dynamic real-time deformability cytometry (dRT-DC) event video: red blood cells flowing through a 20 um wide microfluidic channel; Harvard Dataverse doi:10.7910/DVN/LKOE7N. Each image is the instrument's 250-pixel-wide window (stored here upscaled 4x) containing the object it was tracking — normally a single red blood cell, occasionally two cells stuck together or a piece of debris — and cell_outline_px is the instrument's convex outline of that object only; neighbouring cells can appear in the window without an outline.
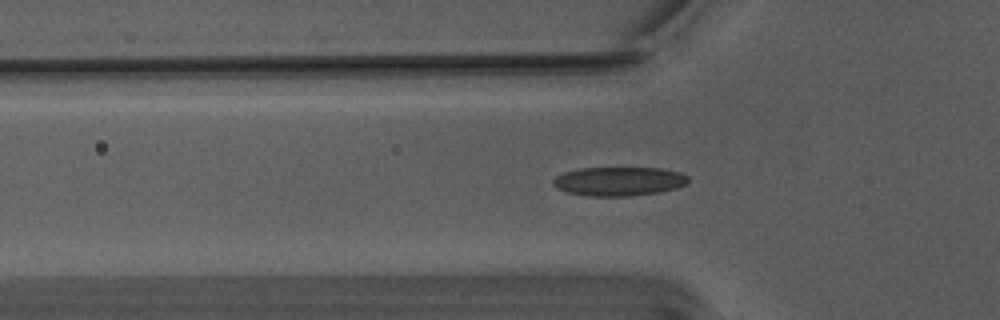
{"species": "Egyptian fruit bat (a non-hibernating species)", "species_latin": "Rousettus aegyptiacus", "temperature_condition": "warm", "stored_images_in_passage": 41, "camera_frame_rate_fps": 3000, "um_per_image_px": 0.085, "animal": {"sex": "male"}, "frame": {"image": 1, "passage_image": 3, "time_ms": 0.667, "image_size_px": [1000, 320], "cell_outline_px": [[688, 180], [684, 184], [676, 188], [656, 192], [632, 196], [588, 196], [568, 192], [556, 188], [552, 184], [552, 180], [556, 176], [564, 172], [580, 168], [660, 168], [680, 172], [688, 176]], "centroid_in_image_um": [52.57, 15.41], "position_along_channel_um": 73.2, "area_um2": 22.72}}
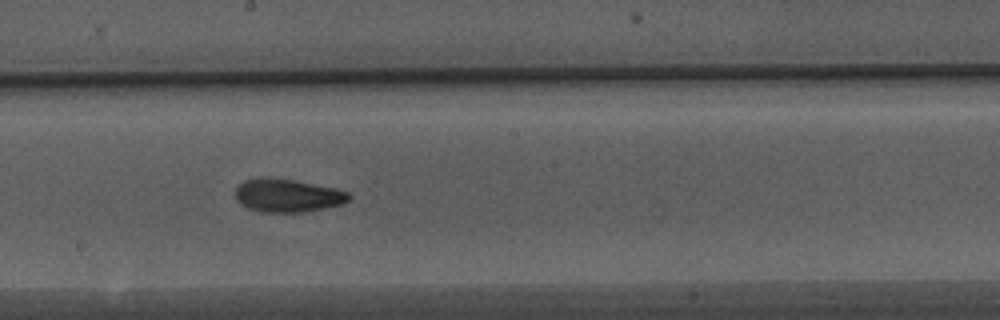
{"frame": {"image": 2, "passage_image": 15, "time_ms": 4.667, "image_size_px": [1000, 320], "cell_outline_px": [[352, 196], [344, 204], [304, 212], [264, 212], [248, 208], [240, 204], [236, 200], [236, 188], [244, 180], [292, 180], [336, 188], [348, 192]], "centroid_in_image_um": [24.5, 16.66], "position_along_channel_um": 223.7, "area_um2": 21.33}}
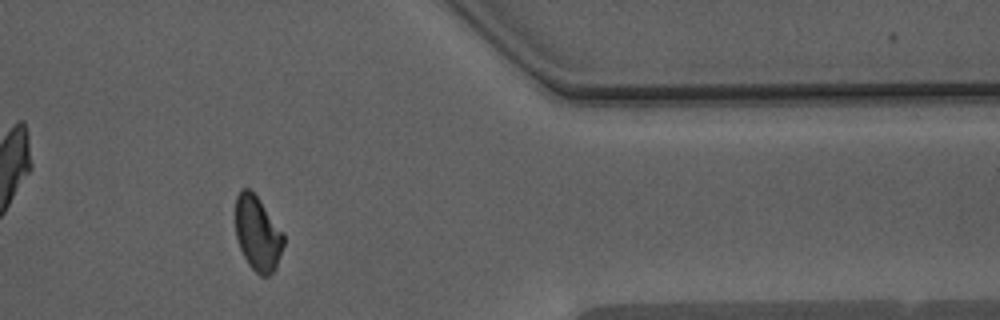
{"frame": {"image": 3, "passage_image": 30, "time_ms": 9.667, "image_size_px": [1000, 320], "cell_outline_px": [[284, 244], [276, 268], [268, 276], [260, 276], [248, 264], [240, 248], [236, 236], [236, 196], [240, 188], [248, 188], [256, 196], [284, 232]], "centroid_in_image_um": [21.91, 19.85], "position_along_channel_um": 389.5, "area_um2": 20.87}, "authors_computed_cell_mechanics": {"area_um2": 21.5016, "velocity_mm_per_s": 3.753, "shape_relaxation_time_tau1_ms": 6.3087, "shape_relaxation_time_tau2_ms": 2.3248, "deformation_change_tau1": 0.1603, "deformation_change_tau2": 0.0728}}